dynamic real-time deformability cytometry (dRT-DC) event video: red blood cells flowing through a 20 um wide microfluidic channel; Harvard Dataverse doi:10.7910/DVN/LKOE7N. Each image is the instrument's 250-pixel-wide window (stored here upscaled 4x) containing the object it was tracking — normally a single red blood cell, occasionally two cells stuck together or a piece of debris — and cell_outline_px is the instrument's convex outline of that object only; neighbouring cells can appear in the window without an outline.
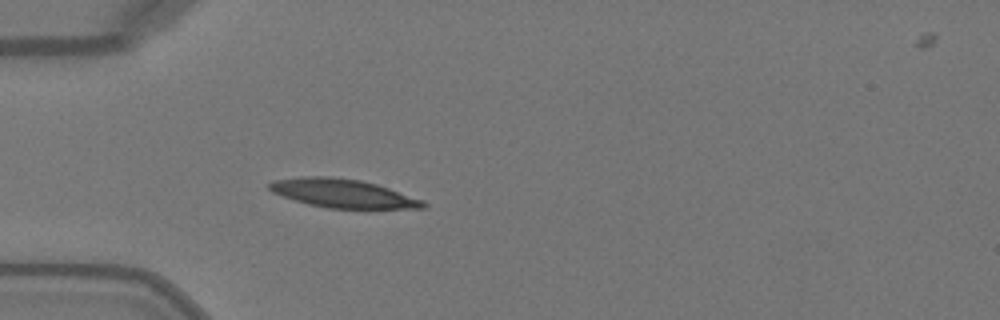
{"species": "Egyptian fruit bat (a non-hibernating species)", "species_latin": "Rousettus aegyptiacus", "temperature_condition": "warm", "stored_images_in_passage": 36, "camera_frame_rate_fps": 3000, "um_per_image_px": 0.085, "animal": {"sex": "female"}, "frame": {"image": 1, "passage_image": 1, "time_ms": 0.0, "image_size_px": [1000, 320], "cell_outline_px": [[428, 204], [424, 208], [328, 208], [308, 204], [272, 192], [268, 188], [268, 184], [272, 180], [304, 176], [328, 176], [360, 180], [376, 184], [424, 200]], "centroid_in_image_um": [29.13, 16.43], "position_along_channel_um": 55.9, "area_um2": 25.43}}
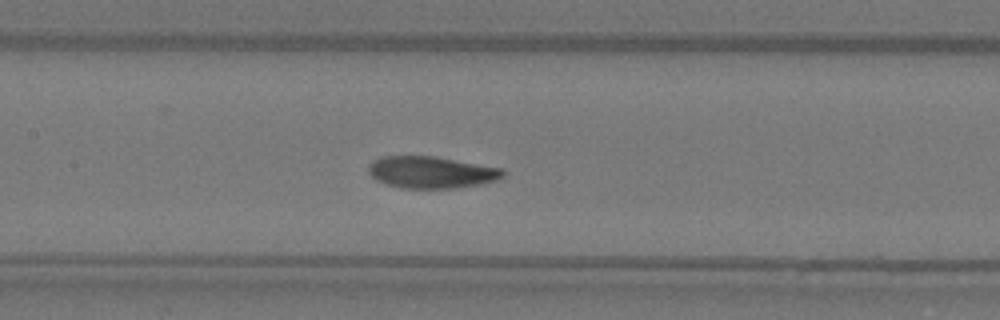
{"frame": {"image": 2, "passage_image": 10, "time_ms": 3.0, "image_size_px": [1000, 320], "cell_outline_px": [[504, 176], [496, 180], [480, 184], [456, 188], [404, 188], [388, 184], [376, 180], [368, 172], [368, 164], [372, 160], [380, 156], [432, 156], [504, 168]], "centroid_in_image_um": [36.64, 14.63], "position_along_channel_um": 170.8, "area_um2": 24.97}}
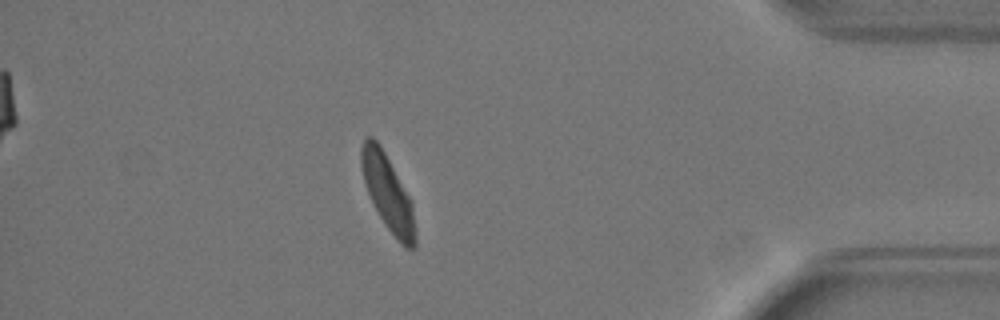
{"frame": {"image": 3, "passage_image": 30, "time_ms": 9.667, "image_size_px": [1000, 320], "cell_outline_px": [[416, 248], [404, 248], [400, 244], [384, 224], [364, 184], [360, 164], [360, 148], [364, 136], [372, 136], [380, 144], [412, 200], [416, 232]], "centroid_in_image_um": [32.97, 16.38], "position_along_channel_um": 402.2, "area_um2": 24.1}, "authors_computed_cell_mechanics": {"area_um2": 25.3453, "velocity_mm_per_s": 4.0579, "shape_relaxation_time_tau1_ms": 3.0877, "shape_relaxation_time_tau2_ms": 1.6661, "deformation_change_tau1": 0.1566, "deformation_change_tau2": 0.072}}